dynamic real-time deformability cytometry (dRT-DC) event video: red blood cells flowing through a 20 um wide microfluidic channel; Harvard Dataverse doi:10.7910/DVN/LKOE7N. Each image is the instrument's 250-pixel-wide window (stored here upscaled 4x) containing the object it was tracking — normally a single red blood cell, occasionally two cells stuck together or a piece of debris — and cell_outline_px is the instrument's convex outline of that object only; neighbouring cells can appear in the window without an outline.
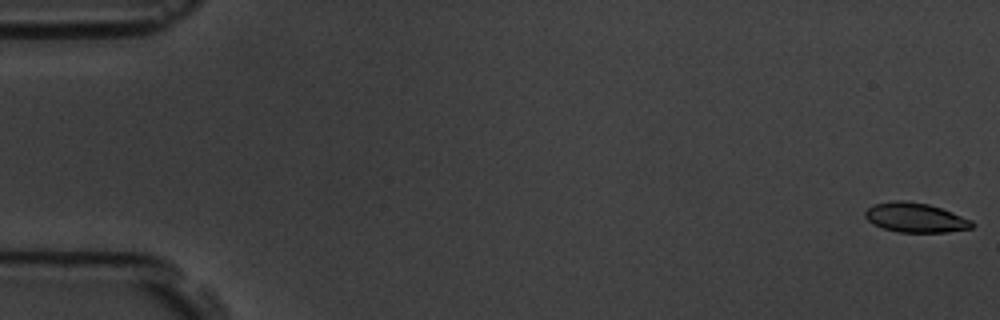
{"species": "common noctule bat (a hibernating species)", "species_latin": "Nyctalus noctula", "temperature_condition": "room temperature", "stored_images_in_passage": 7, "camera_frame_rate_fps": 3000, "um_per_image_px": 0.085, "animal": {"sex": "male", "body_mass_g": 19.5, "forearm_length_mm": 54.6}, "frame": {"image": 1, "passage_image": 1, "time_ms": 0.0, "image_size_px": [1000, 320], "cell_outline_px": [[976, 224], [972, 228], [948, 232], [896, 232], [884, 228], [868, 220], [864, 216], [864, 212], [872, 204], [892, 200], [904, 200], [928, 204], [952, 212], [972, 220]], "centroid_in_image_um": [77.82, 18.49], "position_along_channel_um": 7.2, "area_um2": 18.44}}
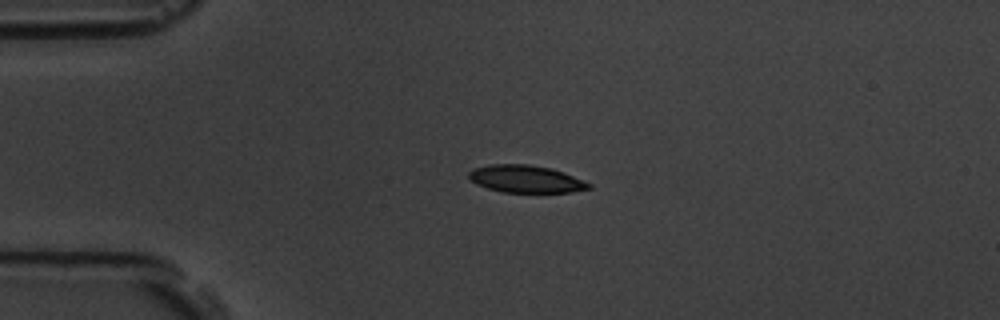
{"frame": {"image": 2, "passage_image": 5, "time_ms": 4.333, "image_size_px": [1000, 320], "cell_outline_px": [[592, 188], [572, 192], [504, 192], [488, 188], [476, 184], [468, 176], [468, 172], [472, 168], [492, 164], [528, 164], [552, 168], [564, 172], [584, 180], [592, 184]], "centroid_in_image_um": [44.72, 15.2], "position_along_channel_um": 40.3, "area_um2": 19.25}}
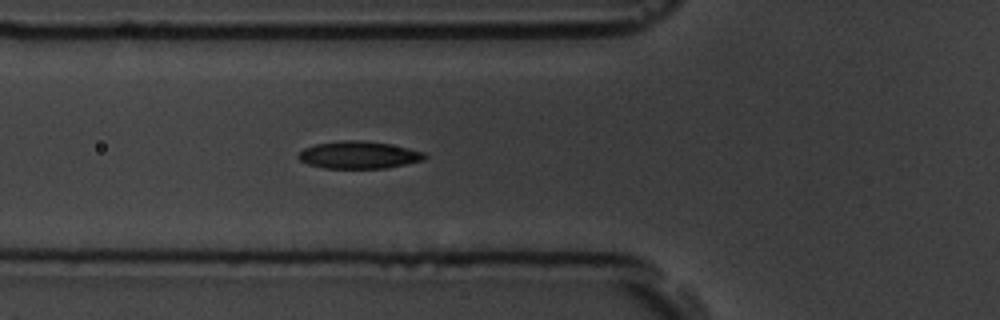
{"frame": {"image": 3, "passage_image": 7, "time_ms": 6.667, "image_size_px": [1000, 320], "cell_outline_px": [[428, 156], [424, 160], [388, 168], [324, 168], [308, 164], [300, 160], [296, 156], [304, 148], [316, 144], [344, 140], [360, 140], [388, 144], [424, 152]], "centroid_in_image_um": [30.49, 13.18], "position_along_channel_um": 95.3, "area_um2": 20.0}}